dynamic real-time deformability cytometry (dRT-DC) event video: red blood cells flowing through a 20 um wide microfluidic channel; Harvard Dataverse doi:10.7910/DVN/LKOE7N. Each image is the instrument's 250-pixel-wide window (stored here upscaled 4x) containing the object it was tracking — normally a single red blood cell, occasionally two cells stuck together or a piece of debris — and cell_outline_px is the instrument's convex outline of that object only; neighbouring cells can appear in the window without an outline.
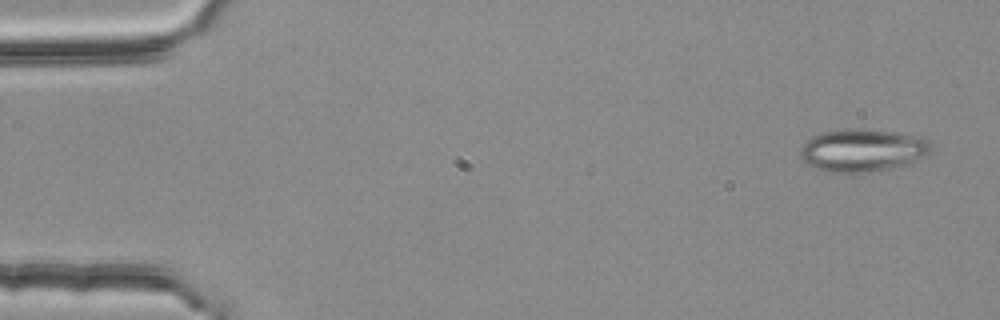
{"species": "common noctule bat (a hibernating species)", "species_latin": "Nyctalus noctula", "temperature_condition": "room temperature", "stored_images_in_passage": 5, "camera_frame_rate_fps": 3000, "um_per_image_px": 0.085, "animal": {"sex": "female", "body_mass_g": 25.1}, "frame": {"image": 1, "passage_image": 1, "time_ms": 0.0, "image_size_px": [1000, 320], "cell_outline_px": [[932, 152], [912, 164], [864, 172], [832, 172], [808, 164], [800, 156], [800, 148], [812, 136], [820, 132], [844, 128], [848, 128], [892, 132], [920, 136], [928, 140], [932, 148]], "centroid_in_image_um": [73.36, 12.76], "position_along_channel_um": 11.6, "area_um2": 32.37}}